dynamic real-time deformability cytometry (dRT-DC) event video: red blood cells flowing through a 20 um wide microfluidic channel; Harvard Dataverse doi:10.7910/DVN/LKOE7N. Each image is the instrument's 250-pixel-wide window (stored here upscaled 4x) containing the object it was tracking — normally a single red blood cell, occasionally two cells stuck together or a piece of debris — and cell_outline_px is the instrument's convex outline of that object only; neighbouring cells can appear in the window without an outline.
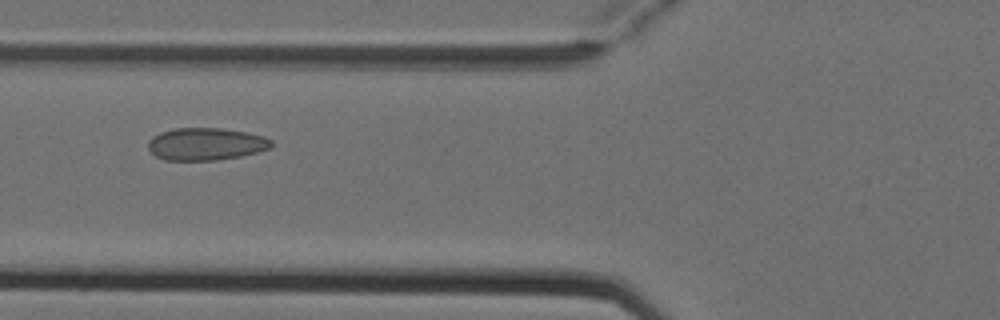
{"species": "Egyptian fruit bat (a non-hibernating species)", "species_latin": "Rousettus aegyptiacus", "temperature_condition": "cold", "stored_images_in_passage": 3, "camera_frame_rate_fps": 3000, "um_per_image_px": 0.085, "animal": {"sex": "female"}, "frame": {"image": 1, "passage_image": 2, "time_ms": 0.333, "image_size_px": [1000, 320], "cell_outline_px": [[272, 148], [240, 156], [216, 160], [164, 160], [156, 156], [148, 148], [148, 140], [152, 136], [160, 132], [172, 128], [220, 128], [244, 132], [264, 136], [272, 140]], "centroid_in_image_um": [17.48, 12.24], "position_along_channel_um": 108.3, "area_um2": 23.29}}
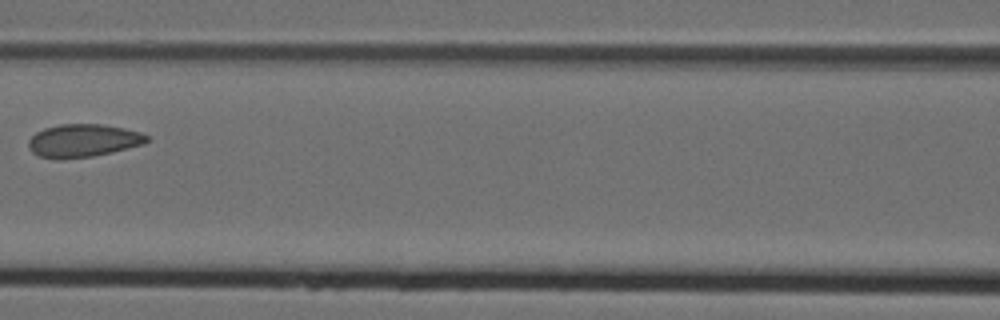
{"frame": {"image": 2, "passage_image": 3, "time_ms": 0.667, "image_size_px": [1000, 320], "cell_outline_px": [[148, 140], [144, 144], [112, 152], [92, 156], [60, 160], [40, 156], [32, 152], [28, 144], [28, 140], [36, 132], [44, 128], [60, 124], [100, 124], [124, 128], [140, 132], [148, 136]], "centroid_in_image_um": [7.05, 11.95], "position_along_channel_um": 159.5, "area_um2": 22.72}}